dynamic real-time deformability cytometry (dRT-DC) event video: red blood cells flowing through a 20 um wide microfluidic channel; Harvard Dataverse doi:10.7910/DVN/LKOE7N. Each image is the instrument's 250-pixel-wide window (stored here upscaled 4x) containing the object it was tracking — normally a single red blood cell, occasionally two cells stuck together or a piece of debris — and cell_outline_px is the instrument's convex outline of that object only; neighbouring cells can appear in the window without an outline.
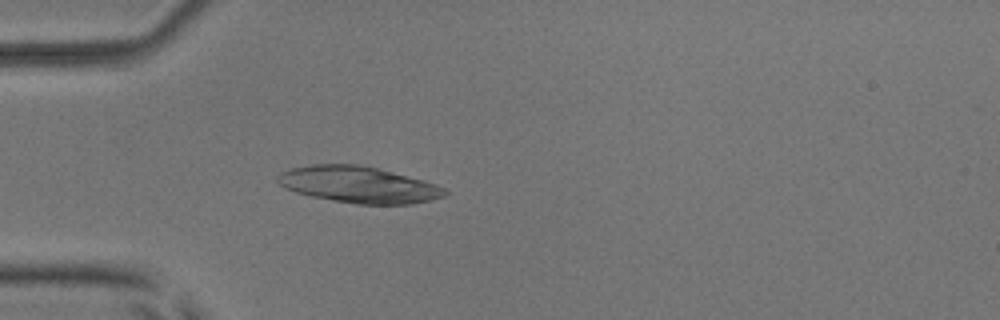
{"species": "common noctule bat (a hibernating species)", "species_latin": "Nyctalus noctula", "temperature_condition": "room temperature", "stored_images_in_passage": 53, "camera_frame_rate_fps": 3000, "um_per_image_px": 0.085, "animal": {"sex": "male", "body_mass_g": 17.9, "forearm_length_mm": 54.2}, "frame": {"image": 1, "passage_image": 16, "time_ms": 5.0, "image_size_px": [1000, 320], "cell_outline_px": [[448, 192], [444, 196], [412, 204], [356, 204], [312, 196], [296, 192], [284, 188], [276, 180], [276, 176], [280, 172], [292, 168], [312, 164], [360, 164], [424, 180], [436, 184], [444, 188]], "centroid_in_image_um": [30.45, 15.69], "position_along_channel_um": 54.5, "area_um2": 35.32}}
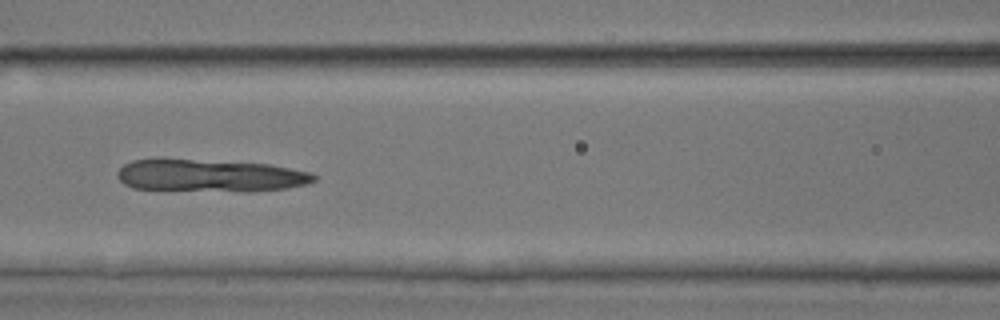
{"frame": {"image": 2, "passage_image": 24, "time_ms": 7.667, "image_size_px": [1000, 320], "cell_outline_px": [[316, 180], [308, 184], [288, 188], [256, 192], [240, 192], [132, 188], [124, 184], [116, 176], [116, 172], [124, 164], [132, 160], [192, 160], [272, 164], [308, 172], [316, 176]], "centroid_in_image_um": [17.9, 14.95], "position_along_channel_um": 148.7, "area_um2": 37.11}}
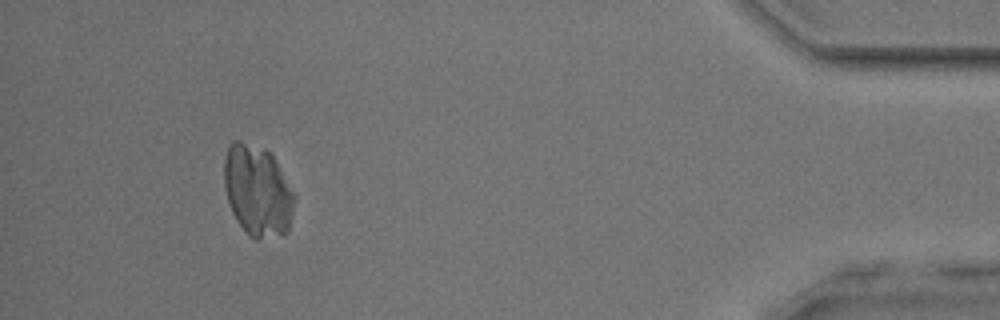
{"frame": {"image": 3, "passage_image": 49, "time_ms": 16.0, "image_size_px": [1000, 320], "cell_outline_px": [[296, 200], [288, 232], [256, 240], [248, 236], [236, 220], [232, 212], [224, 188], [224, 160], [228, 144], [232, 140], [240, 140], [264, 148], [272, 156], [296, 196]], "centroid_in_image_um": [21.87, 16.22], "position_along_channel_um": 413.3, "area_um2": 37.51}}